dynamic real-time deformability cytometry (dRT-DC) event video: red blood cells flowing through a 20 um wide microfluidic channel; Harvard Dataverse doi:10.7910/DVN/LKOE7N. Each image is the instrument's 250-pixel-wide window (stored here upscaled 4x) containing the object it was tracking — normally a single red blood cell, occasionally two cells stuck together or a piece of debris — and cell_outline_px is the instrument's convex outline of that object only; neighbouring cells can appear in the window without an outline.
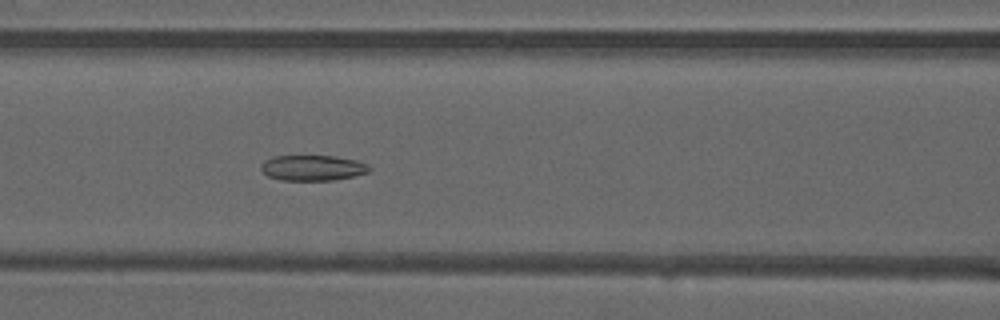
{"species": "common noctule bat (a hibernating species)", "species_latin": "Nyctalus noctula", "temperature_condition": "warm", "stored_images_in_passage": 35, "camera_frame_rate_fps": 3000, "um_per_image_px": 0.085, "animal": {"sex": "male", "forearm_length_mm": 52.5}, "frame": {"image": 1, "passage_image": 7, "time_ms": 2.0, "image_size_px": [1000, 320], "cell_outline_px": [[372, 168], [368, 172], [352, 176], [332, 180], [280, 180], [268, 176], [260, 168], [260, 164], [264, 160], [272, 156], [336, 156], [356, 160], [368, 164]], "centroid_in_image_um": [26.56, 14.26], "position_along_channel_um": 140.0, "area_um2": 16.13}}
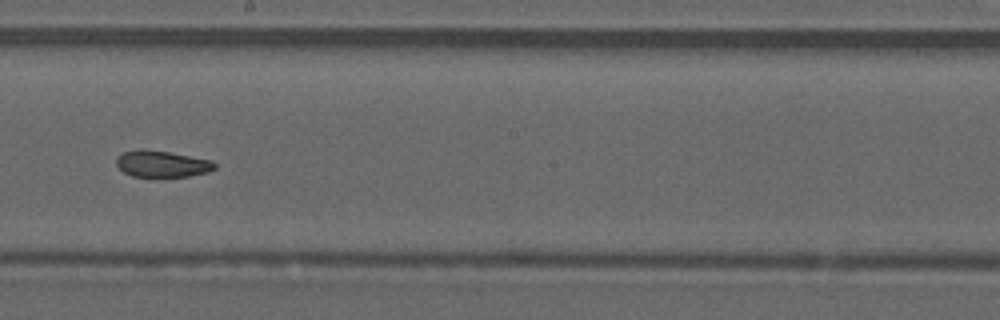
{"frame": {"image": 2, "passage_image": 14, "time_ms": 4.333, "image_size_px": [1000, 320], "cell_outline_px": [[216, 168], [208, 172], [188, 176], [132, 176], [124, 172], [116, 164], [116, 156], [124, 152], [140, 148], [144, 148], [168, 152], [212, 160], [216, 164]], "centroid_in_image_um": [13.75, 13.91], "position_along_channel_um": 234.4, "area_um2": 15.14}}
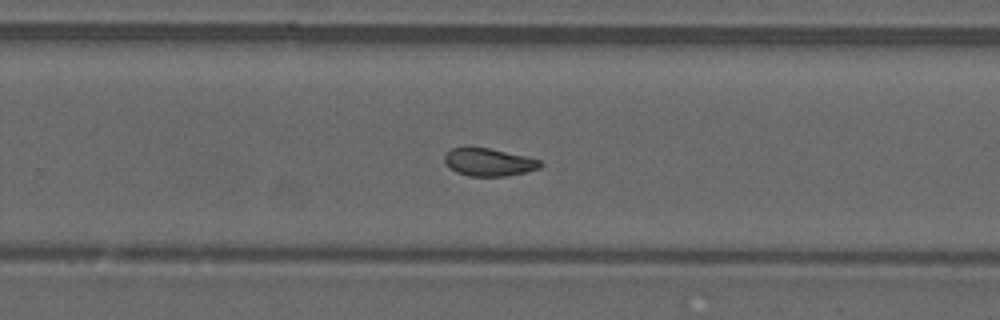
{"frame": {"image": 3, "passage_image": 18, "time_ms": 5.667, "image_size_px": [1000, 320], "cell_outline_px": [[540, 168], [508, 176], [468, 176], [456, 172], [444, 160], [444, 156], [452, 148], [488, 148], [524, 156], [540, 160]], "centroid_in_image_um": [41.54, 13.8], "position_along_channel_um": 288.3, "area_um2": 15.03}, "authors_computed_cell_mechanics": {"area_um2": 16.1262, "velocity_mm_per_s": 4.0553, "shape_relaxation_time_tau1_ms": null, "shape_relaxation_time_tau2_ms": 2.4677, "deformation_change_tau1": null, "deformation_change_tau2": 0.0806}}